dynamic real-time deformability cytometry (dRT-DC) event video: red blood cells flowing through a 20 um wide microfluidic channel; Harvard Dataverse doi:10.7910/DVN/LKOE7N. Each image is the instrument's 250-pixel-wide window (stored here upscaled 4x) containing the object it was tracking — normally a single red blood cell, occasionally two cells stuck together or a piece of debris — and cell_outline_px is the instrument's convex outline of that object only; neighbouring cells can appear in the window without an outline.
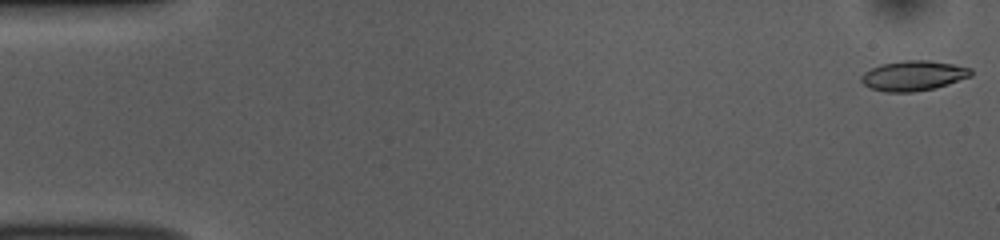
{"species": "common noctule bat (a hibernating species)", "species_latin": "Nyctalus noctula", "temperature_condition": "room temperature", "stored_images_in_passage": 52, "camera_frame_rate_fps": 3000, "um_per_image_px": 0.085, "animal": {"sex": "female", "body_mass_g": 10.0, "forearm_length_mm": 53.1}, "frame": {"image": 1, "passage_image": 1, "time_ms": 0.0, "image_size_px": [1000, 240], "cell_outline_px": [[972, 76], [936, 88], [912, 92], [884, 92], [872, 88], [864, 84], [860, 80], [860, 76], [864, 72], [880, 64], [904, 60], [928, 60], [952, 64], [972, 68]], "centroid_in_image_um": [77.64, 6.43], "position_along_channel_um": 7.4, "area_um2": 19.25}}
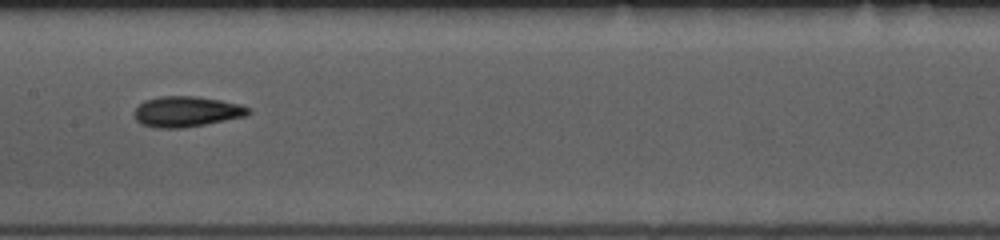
{"frame": {"image": 2, "passage_image": 26, "time_ms": 8.333, "image_size_px": [1000, 240], "cell_outline_px": [[252, 112], [248, 116], [184, 128], [156, 128], [140, 124], [136, 120], [136, 108], [144, 100], [160, 96], [196, 96], [220, 100], [240, 104], [252, 108]], "centroid_in_image_um": [15.91, 9.49], "position_along_channel_um": 191.5, "area_um2": 20.46}}
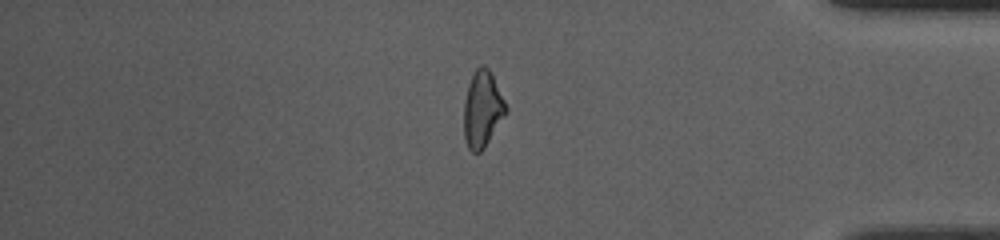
{"frame": {"image": 3, "passage_image": 44, "time_ms": 14.333, "image_size_px": [1000, 240], "cell_outline_px": [[508, 112], [484, 148], [480, 152], [472, 152], [468, 148], [464, 140], [464, 100], [468, 84], [472, 72], [480, 64], [484, 64], [492, 72], [508, 108]], "centroid_in_image_um": [41.01, 9.24], "position_along_channel_um": 394.2, "area_um2": 19.13}, "authors_computed_cell_mechanics": {"area_um2": 19.2474, "velocity_mm_per_s": 3.8531, "shape_relaxation_time_tau1_ms": 5.0354, "shape_relaxation_time_tau2_ms": 4.3885, "deformation_change_tau1": 0.1467, "deformation_change_tau2": 0.1316}}